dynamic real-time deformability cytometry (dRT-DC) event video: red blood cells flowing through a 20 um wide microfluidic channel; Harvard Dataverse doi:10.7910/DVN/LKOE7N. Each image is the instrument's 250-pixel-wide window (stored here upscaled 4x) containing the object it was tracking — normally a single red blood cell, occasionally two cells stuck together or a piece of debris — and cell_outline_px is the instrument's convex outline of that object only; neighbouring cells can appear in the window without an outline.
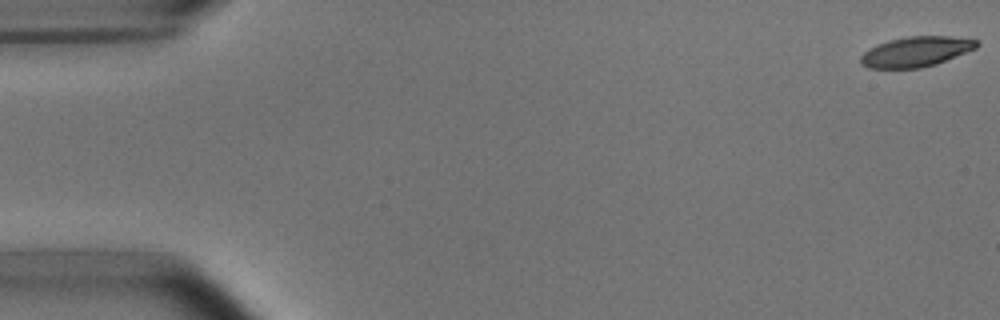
{"species": "common noctule bat (a hibernating species)", "species_latin": "Nyctalus noctula", "temperature_condition": "room temperature", "stored_images_in_passage": 3, "camera_frame_rate_fps": 3000, "um_per_image_px": 0.085, "animal": {"sex": "male", "body_mass_g": 15.6}, "frame": {"image": 1, "passage_image": 1, "time_ms": 0.0, "image_size_px": [1000, 320], "cell_outline_px": [[980, 44], [976, 48], [936, 64], [920, 68], [868, 68], [860, 64], [860, 56], [864, 52], [888, 40], [908, 36], [948, 36], [976, 40]], "centroid_in_image_um": [77.85, 4.4], "position_along_channel_um": 7.2, "area_um2": 20.17}}